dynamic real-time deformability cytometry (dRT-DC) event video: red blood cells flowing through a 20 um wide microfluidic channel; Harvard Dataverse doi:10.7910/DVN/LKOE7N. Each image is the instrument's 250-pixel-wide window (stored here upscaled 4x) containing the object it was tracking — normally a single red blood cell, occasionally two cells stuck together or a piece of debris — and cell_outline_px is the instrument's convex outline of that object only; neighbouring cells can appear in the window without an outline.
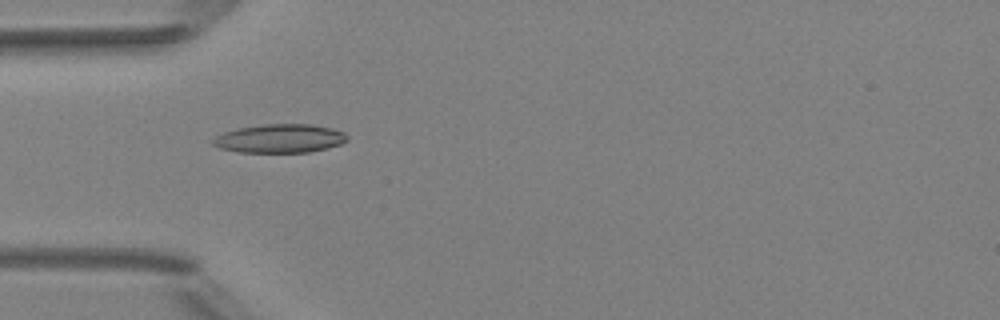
{"species": "Egyptian fruit bat (a non-hibernating species)", "species_latin": "Rousettus aegyptiacus", "temperature_condition": "room temperature", "stored_images_in_passage": 6, "camera_frame_rate_fps": 3000, "um_per_image_px": 0.085, "animal": {"sex": "female"}, "frame": {"image": 1, "passage_image": 5, "time_ms": 4.667, "image_size_px": [1000, 320], "cell_outline_px": [[348, 140], [340, 144], [328, 148], [308, 152], [240, 152], [220, 148], [212, 144], [212, 140], [216, 136], [224, 132], [240, 128], [264, 124], [312, 124], [332, 128], [344, 132], [348, 136]], "centroid_in_image_um": [23.82, 11.77], "position_along_channel_um": 61.2, "area_um2": 22.37}}
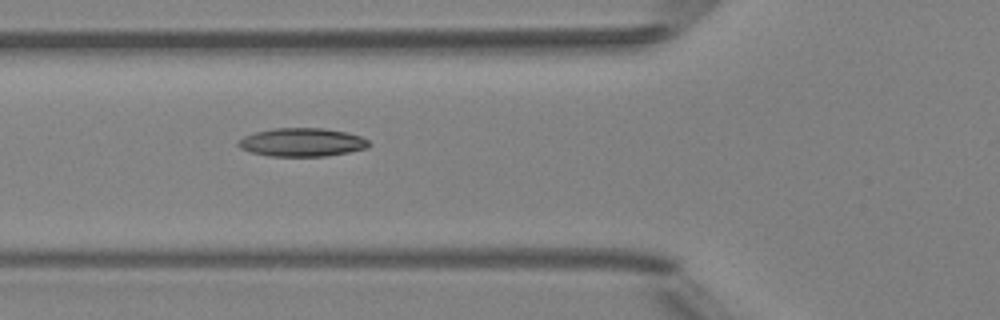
{"frame": {"image": 2, "passage_image": 6, "time_ms": 5.667, "image_size_px": [1000, 320], "cell_outline_px": [[372, 144], [368, 148], [348, 152], [324, 156], [268, 156], [252, 152], [240, 148], [236, 144], [244, 136], [256, 132], [272, 128], [324, 128], [348, 132], [360, 136], [368, 140]], "centroid_in_image_um": [25.7, 12.09], "position_along_channel_um": 100.1, "area_um2": 21.68}}